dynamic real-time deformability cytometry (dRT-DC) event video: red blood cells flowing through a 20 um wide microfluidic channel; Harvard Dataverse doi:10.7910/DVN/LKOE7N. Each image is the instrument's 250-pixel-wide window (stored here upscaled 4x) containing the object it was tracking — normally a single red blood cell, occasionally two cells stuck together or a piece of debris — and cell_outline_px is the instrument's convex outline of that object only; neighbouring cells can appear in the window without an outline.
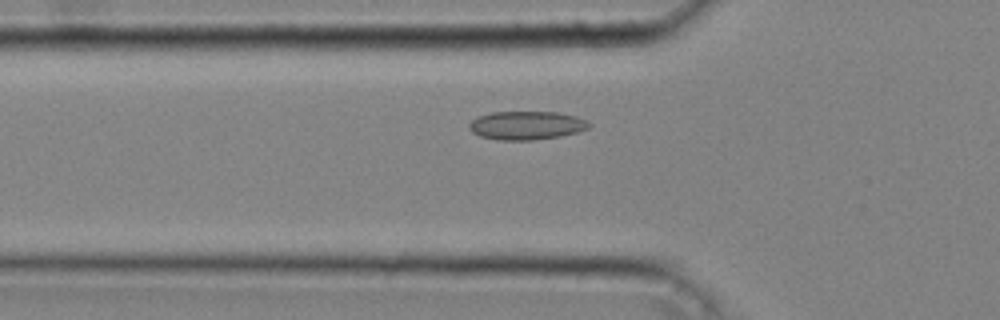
{"species": "common noctule bat (a hibernating species)", "species_latin": "Nyctalus noctula", "temperature_condition": "cold", "stored_images_in_passage": 26, "camera_frame_rate_fps": 3000, "um_per_image_px": 0.085, "animal": {"sex": "male", "body_mass_g": 20.4}, "frame": {"image": 1, "passage_image": 2, "time_ms": 0.333, "image_size_px": [1000, 320], "cell_outline_px": [[592, 124], [588, 128], [576, 132], [560, 136], [532, 140], [496, 140], [480, 136], [472, 132], [468, 128], [468, 124], [476, 116], [492, 112], [556, 112], [576, 116], [588, 120]], "centroid_in_image_um": [44.73, 10.65], "position_along_channel_um": 81.1, "area_um2": 20.06}}
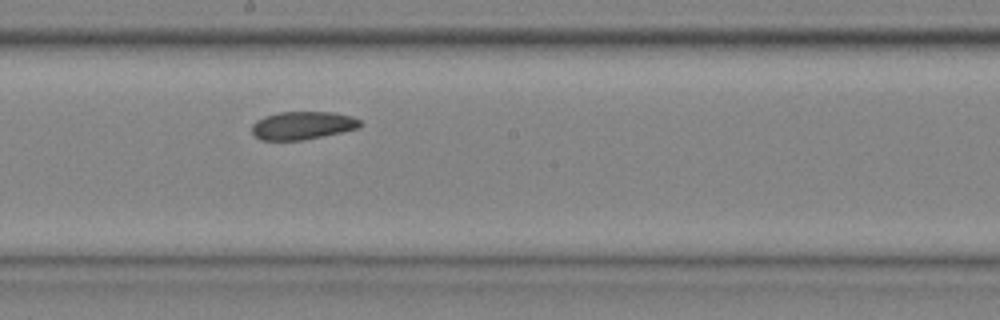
{"frame": {"image": 2, "passage_image": 12, "time_ms": 3.667, "image_size_px": [1000, 320], "cell_outline_px": [[364, 124], [360, 128], [324, 136], [300, 140], [260, 140], [252, 132], [252, 124], [256, 120], [264, 116], [280, 112], [332, 112], [352, 116], [360, 120]], "centroid_in_image_um": [25.74, 10.66], "position_along_channel_um": 222.5, "area_um2": 17.8}}
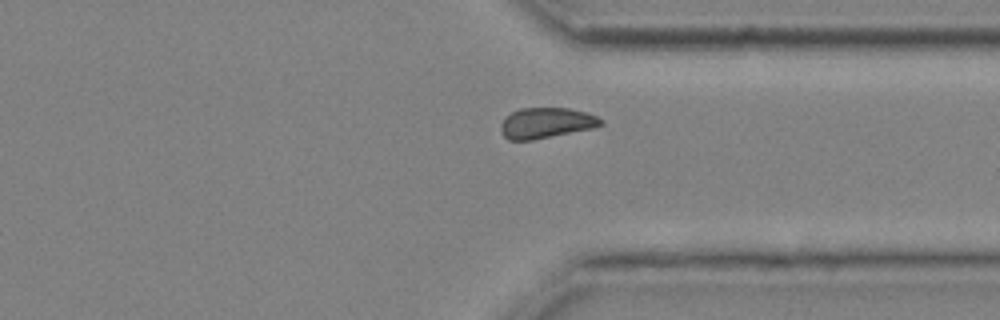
{"frame": {"image": 3, "passage_image": 22, "time_ms": 7.0, "image_size_px": [1000, 320], "cell_outline_px": [[604, 124], [592, 128], [532, 140], [508, 140], [500, 132], [500, 124], [512, 112], [520, 108], [568, 108], [584, 112], [596, 116], [604, 120]], "centroid_in_image_um": [46.41, 10.45], "position_along_channel_um": 365.0, "area_um2": 17.69}}